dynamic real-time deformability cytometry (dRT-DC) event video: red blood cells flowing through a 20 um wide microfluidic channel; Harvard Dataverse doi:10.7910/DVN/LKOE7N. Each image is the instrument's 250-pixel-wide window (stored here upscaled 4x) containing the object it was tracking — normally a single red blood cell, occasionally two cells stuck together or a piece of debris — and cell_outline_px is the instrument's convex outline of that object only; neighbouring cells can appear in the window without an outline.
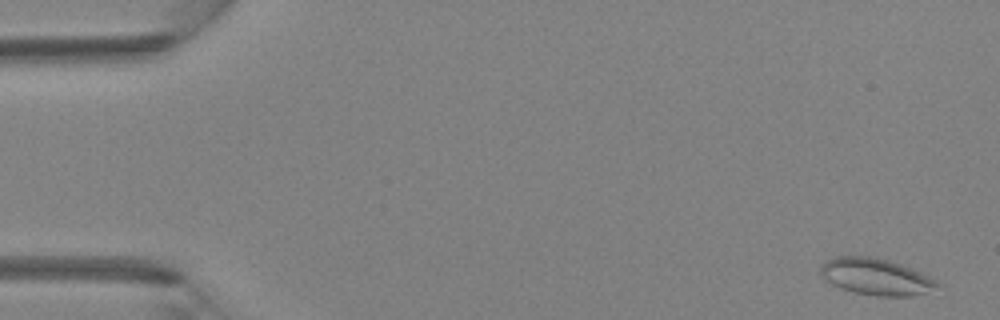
{"species": "Egyptian fruit bat (a non-hibernating species)", "species_latin": "Rousettus aegyptiacus", "temperature_condition": "room temperature", "stored_images_in_passage": 5, "camera_frame_rate_fps": 3000, "um_per_image_px": 0.085, "animal": {"sex": "female"}, "frame": {"image": 1, "passage_image": 1, "time_ms": 0.0, "image_size_px": [1000, 320], "cell_outline_px": [[944, 284], [924, 292], [912, 296], [876, 296], [856, 292], [840, 288], [832, 284], [820, 276], [820, 268], [832, 256], [872, 256], [888, 260], [912, 268]], "centroid_in_image_um": [74.44, 23.51], "position_along_channel_um": 10.6, "area_um2": 24.8}}